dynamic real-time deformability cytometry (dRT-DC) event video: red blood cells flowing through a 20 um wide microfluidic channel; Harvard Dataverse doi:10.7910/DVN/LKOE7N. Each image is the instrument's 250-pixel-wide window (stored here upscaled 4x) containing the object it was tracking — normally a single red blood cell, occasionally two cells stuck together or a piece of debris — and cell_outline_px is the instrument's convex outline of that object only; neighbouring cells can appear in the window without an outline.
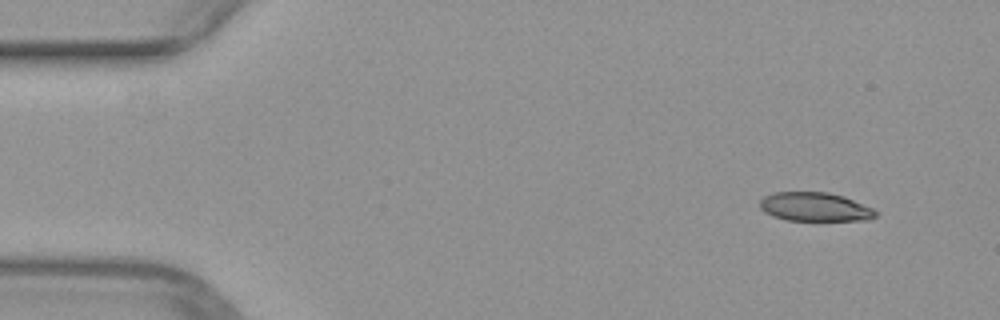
{"species": "common noctule bat (a hibernating species)", "species_latin": "Nyctalus noctula", "temperature_condition": "warm", "stored_images_in_passage": 47, "camera_frame_rate_fps": 3000, "um_per_image_px": 0.085, "animal": {"sex": "female", "body_mass_g": 29.2, "forearm_length_mm": 56.3}, "frame": {"image": 1, "passage_image": 1, "time_ms": 0.0, "image_size_px": [1000, 320], "cell_outline_px": [[876, 216], [868, 220], [788, 220], [772, 216], [764, 212], [760, 208], [760, 200], [764, 196], [772, 192], [828, 192], [844, 196], [872, 208], [876, 212]], "centroid_in_image_um": [69.23, 17.58], "position_along_channel_um": 15.8, "area_um2": 19.42}}
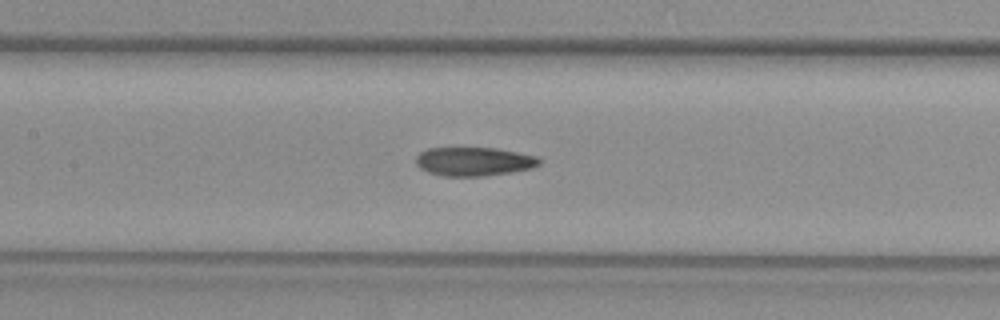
{"frame": {"image": 2, "passage_image": 20, "time_ms": 6.333, "image_size_px": [1000, 320], "cell_outline_px": [[540, 164], [532, 168], [512, 172], [484, 176], [444, 176], [428, 172], [420, 168], [416, 164], [416, 156], [420, 152], [428, 148], [496, 148], [540, 156]], "centroid_in_image_um": [40.31, 13.72], "position_along_channel_um": 167.1, "area_um2": 20.81}}
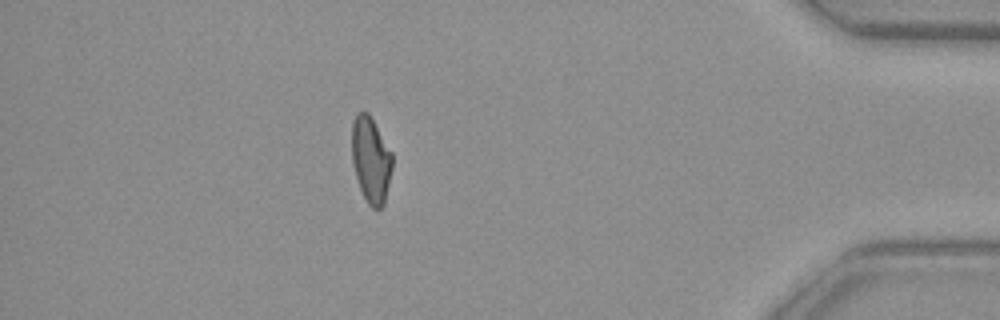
{"frame": {"image": 3, "passage_image": 41, "time_ms": 13.333, "image_size_px": [1000, 320], "cell_outline_px": [[392, 168], [384, 204], [380, 208], [372, 208], [368, 204], [360, 188], [352, 164], [352, 120], [356, 112], [368, 112], [392, 152]], "centroid_in_image_um": [31.52, 13.56], "position_along_channel_um": 403.7, "area_um2": 20.23}}